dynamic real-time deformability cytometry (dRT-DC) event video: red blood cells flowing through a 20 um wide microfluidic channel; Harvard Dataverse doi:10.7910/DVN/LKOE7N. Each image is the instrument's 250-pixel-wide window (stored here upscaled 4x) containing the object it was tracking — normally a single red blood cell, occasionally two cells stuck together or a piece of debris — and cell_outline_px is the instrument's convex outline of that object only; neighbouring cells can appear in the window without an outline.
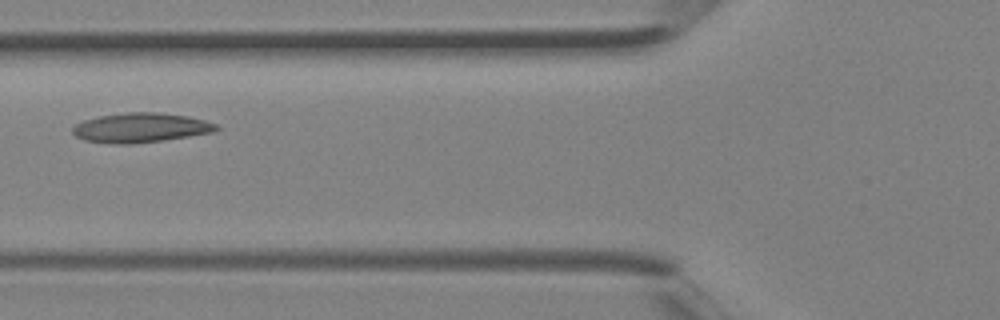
{"species": "Egyptian fruit bat (a non-hibernating species)", "species_latin": "Rousettus aegyptiacus", "temperature_condition": "room temperature", "stored_images_in_passage": 4, "camera_frame_rate_fps": 3000, "um_per_image_px": 0.085, "animal": {"sex": "female"}, "frame": {"image": 1, "passage_image": 4, "time_ms": 1.0, "image_size_px": [1000, 320], "cell_outline_px": [[220, 128], [212, 132], [164, 140], [132, 144], [112, 144], [84, 140], [76, 136], [72, 132], [72, 128], [76, 124], [84, 120], [100, 116], [124, 112], [160, 112], [188, 116], [204, 120], [216, 124]], "centroid_in_image_um": [11.94, 10.85], "position_along_channel_um": 113.9, "area_um2": 24.74}}